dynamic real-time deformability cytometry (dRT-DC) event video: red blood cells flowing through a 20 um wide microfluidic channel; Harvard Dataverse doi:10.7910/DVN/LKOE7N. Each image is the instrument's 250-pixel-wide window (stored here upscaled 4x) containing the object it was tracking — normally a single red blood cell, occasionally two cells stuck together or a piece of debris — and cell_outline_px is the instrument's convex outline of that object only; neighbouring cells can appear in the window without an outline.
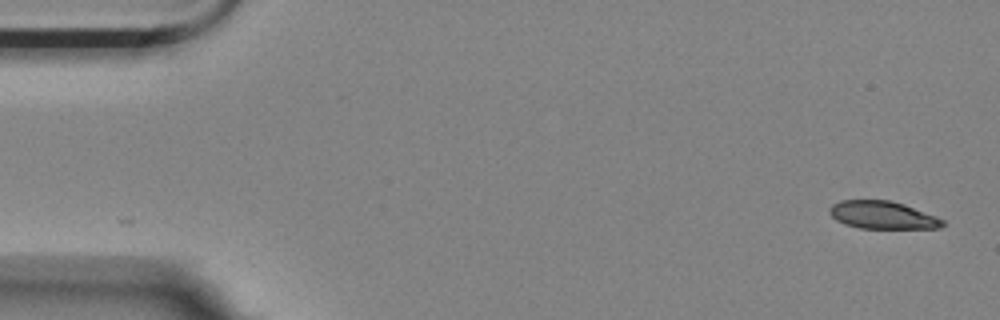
{"species": "Egyptian fruit bat (a non-hibernating species)", "species_latin": "Rousettus aegyptiacus", "temperature_condition": "room temperature", "stored_images_in_passage": 6, "camera_frame_rate_fps": 3000, "um_per_image_px": 0.085, "animal": {"sex": "female"}, "frame": {"image": 1, "passage_image": 1, "time_ms": 0.0, "image_size_px": [1000, 320], "cell_outline_px": [[948, 224], [940, 228], [860, 228], [844, 224], [836, 220], [828, 212], [828, 208], [832, 204], [840, 200], [888, 200], [904, 204], [936, 216], [944, 220]], "centroid_in_image_um": [75.02, 18.28], "position_along_channel_um": 10.0, "area_um2": 18.38}}